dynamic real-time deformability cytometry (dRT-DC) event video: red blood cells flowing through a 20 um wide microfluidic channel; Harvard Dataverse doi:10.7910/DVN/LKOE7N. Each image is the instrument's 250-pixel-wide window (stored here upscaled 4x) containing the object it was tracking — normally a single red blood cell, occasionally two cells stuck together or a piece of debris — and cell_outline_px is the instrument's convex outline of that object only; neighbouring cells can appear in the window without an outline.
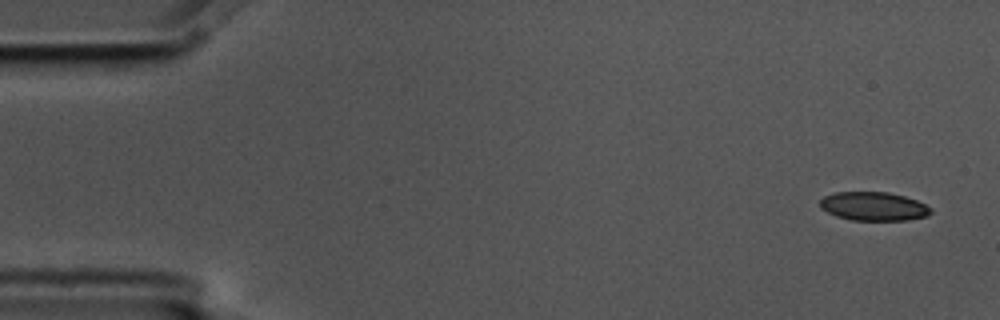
{"species": "common noctule bat (a hibernating species)", "species_latin": "Nyctalus noctula", "temperature_condition": "cold", "stored_images_in_passage": 6, "segment_of_instrument_passage": [2, 2], "camera_frame_rate_fps": 3000, "um_per_image_px": 0.085, "animal": {"sex": "male", "body_mass_g": 17.5, "forearm_length_mm": 52.3}, "frame": {"image": 1, "passage_image": 6, "time_ms": 1.667, "image_size_px": [1000, 320], "cell_outline_px": [[932, 212], [928, 216], [908, 220], [852, 220], [836, 216], [820, 208], [820, 200], [824, 196], [836, 192], [888, 192], [904, 196], [916, 200], [932, 208]], "centroid_in_image_um": [74.27, 17.54], "position_along_channel_um": 10.7, "area_um2": 18.55}}